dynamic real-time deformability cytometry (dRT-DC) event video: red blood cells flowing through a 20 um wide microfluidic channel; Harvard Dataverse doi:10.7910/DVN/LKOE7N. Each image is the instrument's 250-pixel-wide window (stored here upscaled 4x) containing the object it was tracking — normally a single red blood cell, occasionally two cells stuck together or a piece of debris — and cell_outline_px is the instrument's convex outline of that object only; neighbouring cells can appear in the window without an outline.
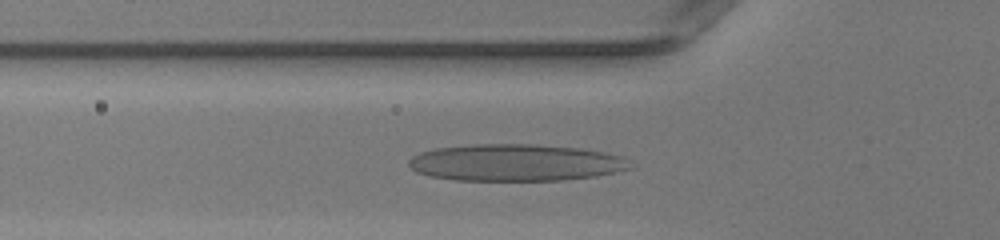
{"species": "human", "species_latin": "Homo sapiens", "temperature_condition": "warm", "stored_images_in_passage": 48, "camera_frame_rate_fps": 3000, "um_per_image_px": 0.085, "donor": {"sex": "female"}, "frame": {"image": 1, "passage_image": 15, "time_ms": 4.667, "image_size_px": [1000, 240], "cell_outline_px": [[632, 168], [616, 172], [596, 176], [564, 180], [456, 180], [428, 176], [416, 172], [408, 164], [408, 160], [412, 156], [420, 152], [436, 148], [472, 144], [536, 144], [580, 148], [604, 152], [620, 156], [628, 160]], "centroid_in_image_um": [43.81, 13.82], "position_along_channel_um": 82.0, "area_um2": 47.74}}
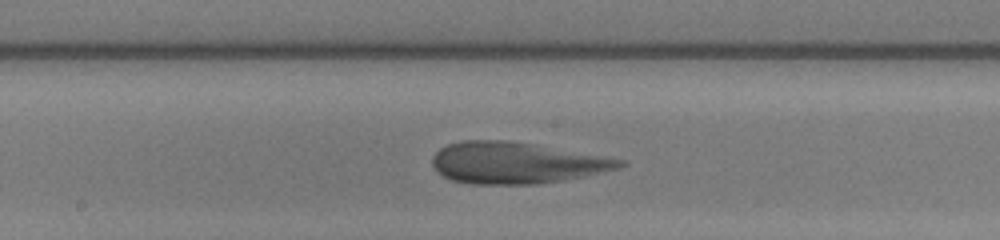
{"frame": {"image": 2, "passage_image": 24, "time_ms": 7.667, "image_size_px": [1000, 240], "cell_outline_px": [[628, 164], [620, 168], [560, 180], [532, 184], [472, 184], [452, 180], [436, 172], [432, 164], [432, 156], [440, 148], [448, 144], [460, 140], [504, 140], [536, 144], [628, 160]], "centroid_in_image_um": [43.86, 13.83], "position_along_channel_um": 204.3, "area_um2": 45.2}}
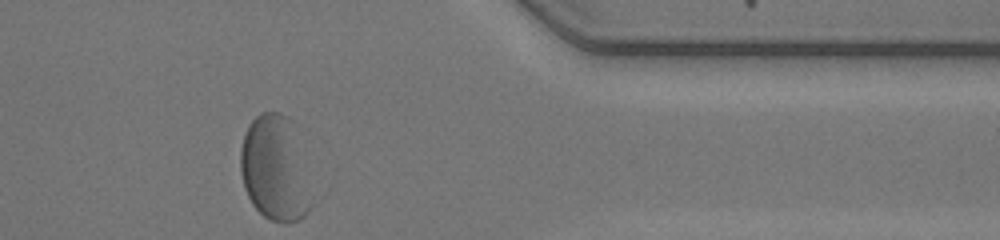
{"frame": {"image": 3, "passage_image": 39, "time_ms": 12.667, "image_size_px": [1000, 240], "cell_outline_px": [[308, 212], [300, 220], [284, 224], [268, 220], [252, 204], [244, 188], [240, 172], [240, 148], [248, 124], [260, 112], [280, 112], [288, 116], [292, 120], [308, 204]], "centroid_in_image_um": [23.24, 14.32], "position_along_channel_um": 388.2, "area_um2": 41.85}}